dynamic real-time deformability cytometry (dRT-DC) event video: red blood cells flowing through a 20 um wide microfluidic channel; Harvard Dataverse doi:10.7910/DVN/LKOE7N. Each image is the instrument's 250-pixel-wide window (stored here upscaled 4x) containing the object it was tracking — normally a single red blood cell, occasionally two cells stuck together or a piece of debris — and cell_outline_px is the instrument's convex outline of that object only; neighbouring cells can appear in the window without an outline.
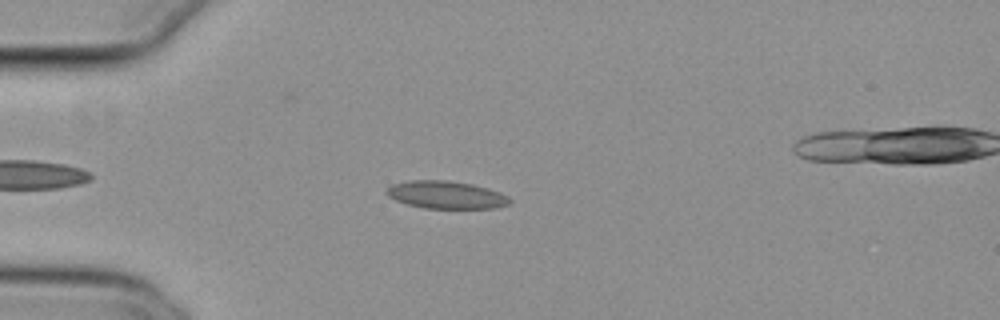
{"species": "common noctule bat (a hibernating species)", "species_latin": "Nyctalus noctula", "temperature_condition": "cold", "stored_images_in_passage": 42, "camera_frame_rate_fps": 3000, "um_per_image_px": 0.085, "animal": {"sex": "female", "body_mass_g": 29.2, "forearm_length_mm": 56.3}, "frame": {"image": 1, "passage_image": 5, "time_ms": 1.333, "image_size_px": [1000, 320], "cell_outline_px": [[512, 200], [508, 204], [496, 208], [424, 208], [408, 204], [396, 200], [388, 196], [384, 192], [392, 184], [408, 180], [448, 180], [472, 184], [488, 188], [500, 192], [508, 196]], "centroid_in_image_um": [37.92, 16.55], "position_along_channel_um": 47.1, "area_um2": 19.88}}
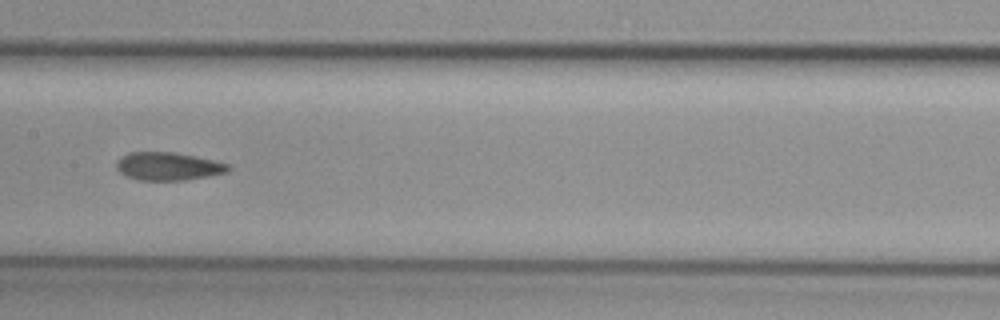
{"frame": {"image": 2, "passage_image": 18, "time_ms": 5.667, "image_size_px": [1000, 320], "cell_outline_px": [[232, 168], [228, 172], [208, 176], [184, 180], [136, 180], [120, 172], [116, 168], [116, 164], [120, 156], [128, 152], [172, 152], [212, 160], [228, 164]], "centroid_in_image_um": [14.27, 14.14], "position_along_channel_um": 193.1, "area_um2": 18.15}}
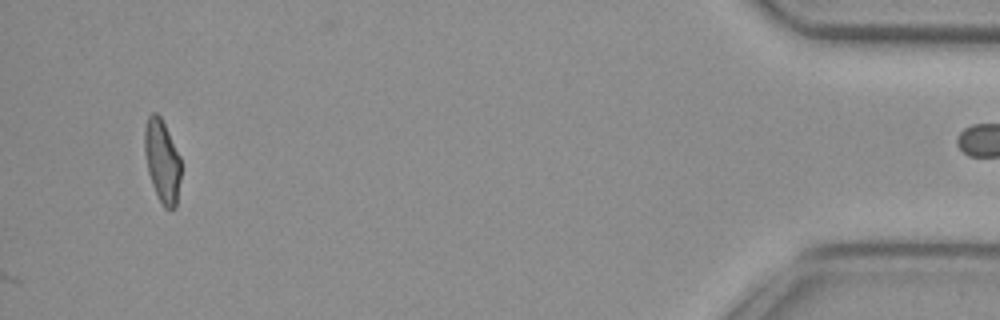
{"frame": {"image": 3, "passage_image": 42, "time_ms": 13.667, "image_size_px": [1000, 320], "cell_outline_px": [[180, 180], [176, 208], [164, 208], [152, 184], [148, 172], [144, 152], [144, 128], [148, 116], [152, 112], [156, 112], [160, 116], [180, 156]], "centroid_in_image_um": [13.77, 13.67], "position_along_channel_um": 421.4, "area_um2": 17.46}, "authors_computed_cell_mechanics": {"area_um2": 18.5249, "velocity_mm_per_s": 3.8271, "shape_relaxation_time_tau1_ms": 6.381, "shape_relaxation_time_tau2_ms": 2.0568, "deformation_change_tau1": 0.1591, "deformation_change_tau2": 0.0904}}